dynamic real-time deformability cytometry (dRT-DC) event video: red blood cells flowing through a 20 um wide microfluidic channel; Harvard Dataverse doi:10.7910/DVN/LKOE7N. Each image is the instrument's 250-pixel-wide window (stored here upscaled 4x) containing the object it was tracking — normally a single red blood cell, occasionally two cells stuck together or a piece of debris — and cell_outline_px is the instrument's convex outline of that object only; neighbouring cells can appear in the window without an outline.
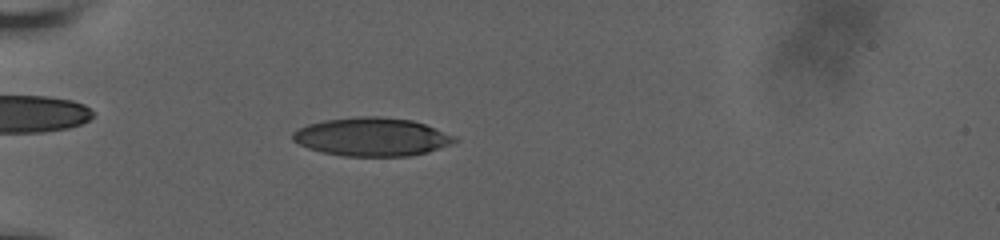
{"species": "human", "species_latin": "Homo sapiens", "temperature_condition": "room temperature", "stored_images_in_passage": 55, "camera_frame_rate_fps": 3000, "um_per_image_px": 0.085, "donor": {"sex": "male"}, "frame": {"image": 1, "passage_image": 15, "time_ms": 4.667, "image_size_px": [1000, 240], "cell_outline_px": [[460, 140], [424, 152], [408, 156], [344, 156], [324, 152], [308, 148], [292, 140], [292, 132], [296, 128], [308, 124], [324, 120], [360, 116], [376, 116], [412, 120], [424, 124], [456, 136]], "centroid_in_image_um": [31.56, 11.62], "position_along_channel_um": 53.4, "area_um2": 35.95}}
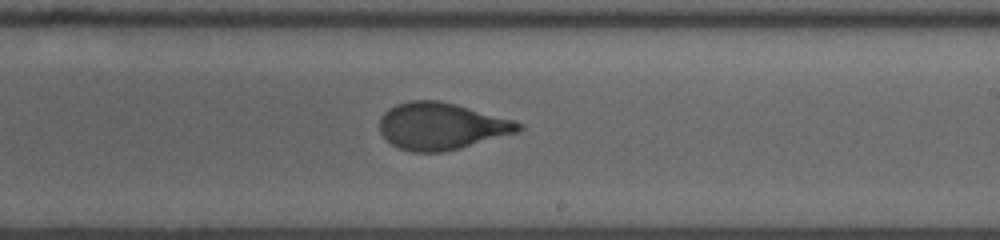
{"frame": {"image": 2, "passage_image": 33, "time_ms": 10.667, "image_size_px": [1000, 240], "cell_outline_px": [[524, 128], [520, 132], [460, 148], [444, 152], [412, 152], [400, 148], [392, 144], [380, 132], [380, 116], [388, 108], [396, 104], [408, 100], [436, 100], [456, 104], [512, 120], [524, 124]], "centroid_in_image_um": [37.52, 10.72], "position_along_channel_um": 251.5, "area_um2": 38.03}}
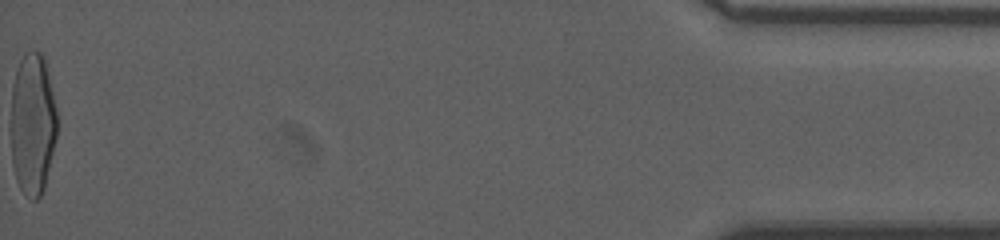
{"frame": {"image": 3, "passage_image": 55, "time_ms": 18.0, "image_size_px": [1000, 240], "cell_outline_px": [[56, 136], [44, 188], [40, 196], [36, 200], [32, 200], [20, 188], [16, 180], [12, 164], [12, 84], [16, 68], [24, 52], [32, 48], [40, 52], [44, 56], [56, 108]], "centroid_in_image_um": [2.76, 10.48], "position_along_channel_um": 432.4, "area_um2": 38.09}, "authors_computed_cell_mechanics": {"area_um2": 37.9168, "velocity_mm_per_s": 3.6707, "shape_relaxation_time_tau1_ms": 4.4629, "shape_relaxation_time_tau2_ms": 0.7237, "deformation_change_tau1": 0.1958, "deformation_change_tau2": 0.0632}}